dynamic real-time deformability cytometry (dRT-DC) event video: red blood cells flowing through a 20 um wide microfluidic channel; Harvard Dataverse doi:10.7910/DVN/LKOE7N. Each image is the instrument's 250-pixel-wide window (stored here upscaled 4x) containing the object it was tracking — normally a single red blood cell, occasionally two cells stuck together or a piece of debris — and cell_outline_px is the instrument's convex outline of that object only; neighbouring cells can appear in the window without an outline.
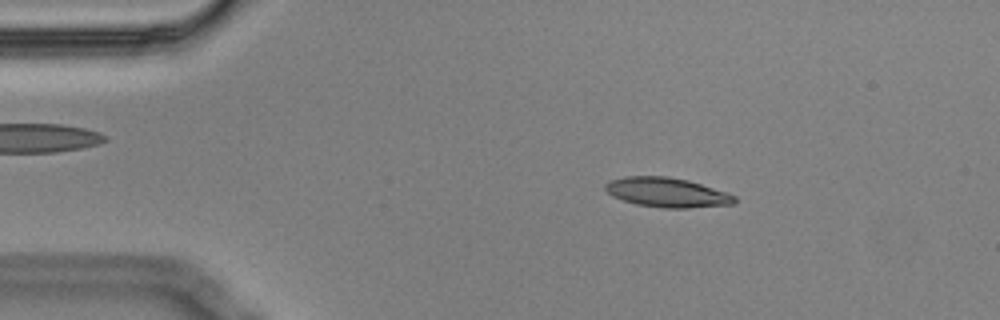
{"species": "Egyptian fruit bat (a non-hibernating species)", "species_latin": "Rousettus aegyptiacus", "temperature_condition": "cold", "stored_images_in_passage": 57, "camera_frame_rate_fps": 3000, "um_per_image_px": 0.085, "animal": {"sex": "male"}, "frame": {"image": 1, "passage_image": 9, "time_ms": 2.667, "image_size_px": [1000, 320], "cell_outline_px": [[736, 204], [688, 208], [664, 208], [636, 204], [612, 196], [604, 188], [604, 184], [608, 180], [624, 176], [668, 176], [688, 180], [728, 192], [736, 196]], "centroid_in_image_um": [56.7, 16.35], "position_along_channel_um": 28.3, "area_um2": 22.48}}
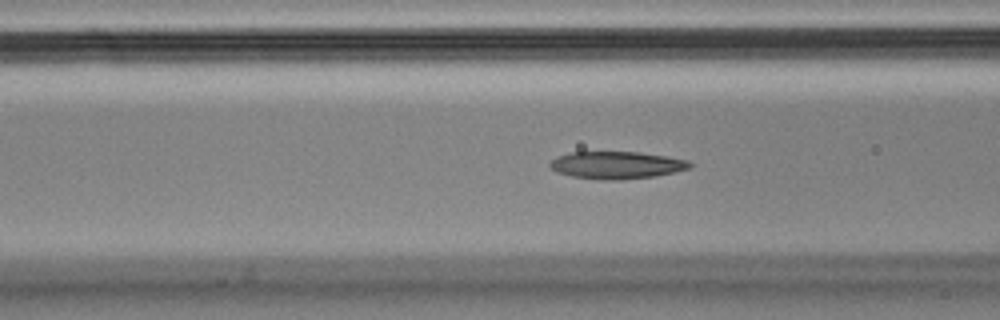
{"frame": {"image": 2, "passage_image": 21, "time_ms": 6.667, "image_size_px": [1000, 320], "cell_outline_px": [[692, 164], [688, 168], [656, 176], [620, 180], [604, 180], [572, 176], [556, 172], [548, 164], [556, 156], [572, 152], [640, 152], [688, 160]], "centroid_in_image_um": [52.37, 14.03], "position_along_channel_um": 114.2, "area_um2": 22.14}}
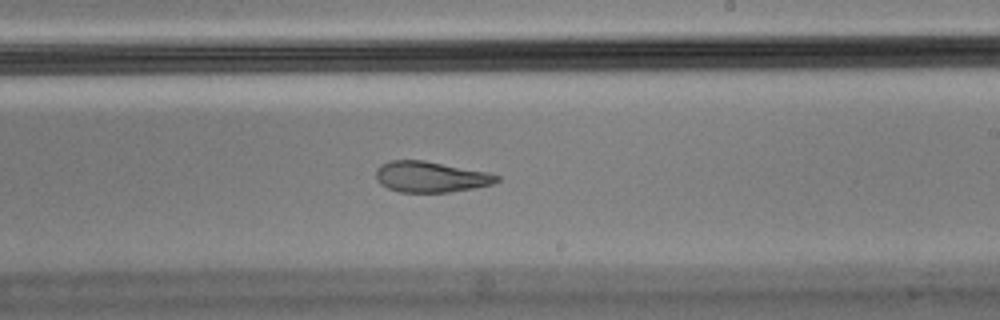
{"frame": {"image": 3, "passage_image": 33, "time_ms": 10.667, "image_size_px": [1000, 320], "cell_outline_px": [[500, 180], [492, 184], [476, 188], [448, 192], [400, 192], [388, 188], [380, 184], [376, 180], [376, 168], [380, 164], [392, 160], [424, 160], [488, 172], [500, 176]], "centroid_in_image_um": [36.6, 15.03], "position_along_channel_um": 252.4, "area_um2": 21.85}, "authors_computed_cell_mechanics": {"area_um2": 22.4264, "velocity_mm_per_s": 3.4529, "shape_relaxation_time_tau1_ms": null, "shape_relaxation_time_tau2_ms": 1.9611, "deformation_change_tau1": null, "deformation_change_tau2": 0.0906}}